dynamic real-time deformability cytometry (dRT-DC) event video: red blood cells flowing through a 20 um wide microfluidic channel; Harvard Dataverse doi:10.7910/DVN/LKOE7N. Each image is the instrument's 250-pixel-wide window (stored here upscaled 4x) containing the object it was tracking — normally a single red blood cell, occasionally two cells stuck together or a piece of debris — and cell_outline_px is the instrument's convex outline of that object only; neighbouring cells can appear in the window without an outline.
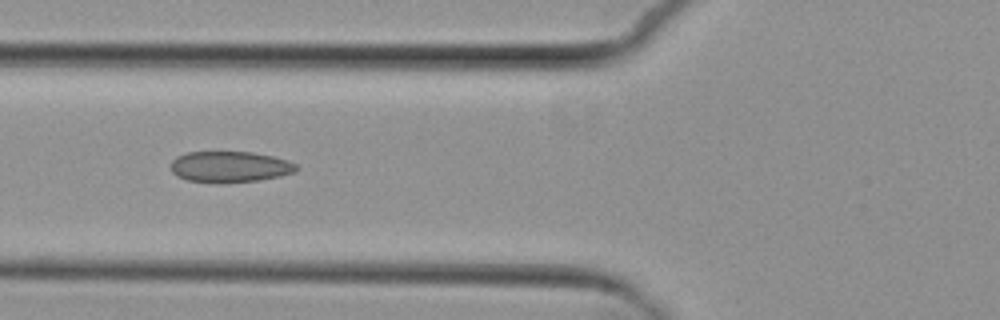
{"species": "common noctule bat (a hibernating species)", "species_latin": "Nyctalus noctula", "temperature_condition": "cold", "stored_images_in_passage": 4, "camera_frame_rate_fps": 3000, "um_per_image_px": 0.085, "animal": {"sex": "female", "body_mass_g": 29.2, "forearm_length_mm": 56.3}, "frame": {"image": 1, "passage_image": 2, "time_ms": 1.0, "image_size_px": [1000, 320], "cell_outline_px": [[300, 168], [296, 172], [280, 176], [260, 180], [224, 184], [216, 184], [188, 180], [176, 176], [172, 172], [172, 160], [176, 156], [188, 152], [252, 152], [272, 156], [288, 160], [296, 164]], "centroid_in_image_um": [19.56, 14.2], "position_along_channel_um": 106.2, "area_um2": 23.12}}
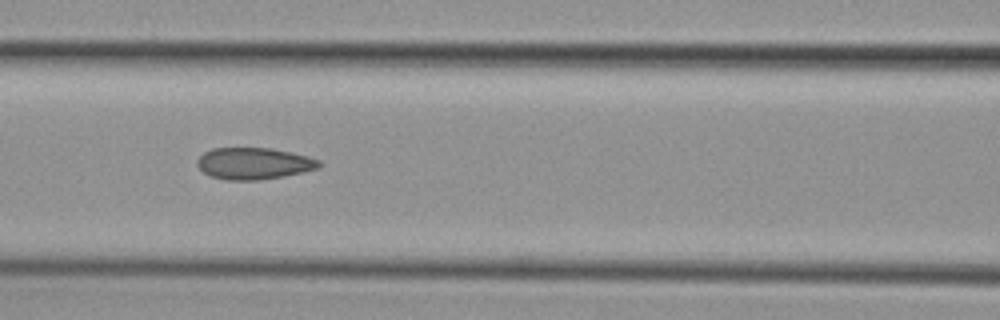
{"frame": {"image": 2, "passage_image": 3, "time_ms": 2.0, "image_size_px": [1000, 320], "cell_outline_px": [[320, 168], [284, 176], [256, 180], [224, 180], [212, 176], [204, 172], [196, 164], [196, 160], [204, 152], [212, 148], [272, 148], [292, 152], [308, 156], [320, 160]], "centroid_in_image_um": [21.58, 13.89], "position_along_channel_um": 145.0, "area_um2": 22.54}}
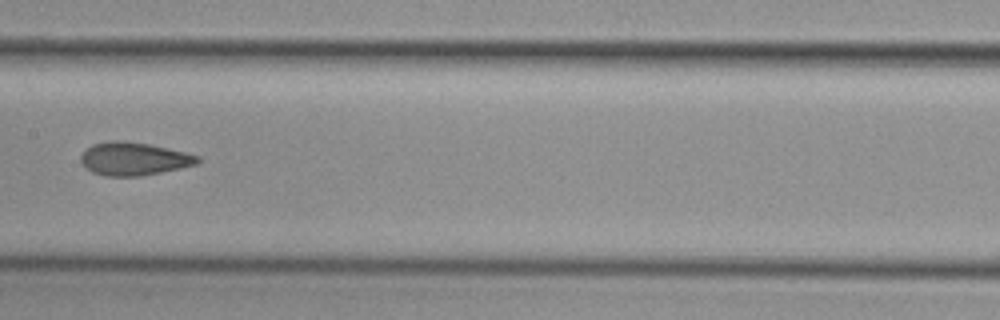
{"frame": {"image": 3, "passage_image": 4, "time_ms": 3.333, "image_size_px": [1000, 320], "cell_outline_px": [[200, 160], [196, 164], [180, 168], [140, 176], [104, 176], [92, 172], [80, 160], [80, 156], [92, 144], [112, 140], [120, 140], [148, 144], [168, 148], [200, 156]], "centroid_in_image_um": [11.37, 13.5], "position_along_channel_um": 196.0, "area_um2": 22.25}}